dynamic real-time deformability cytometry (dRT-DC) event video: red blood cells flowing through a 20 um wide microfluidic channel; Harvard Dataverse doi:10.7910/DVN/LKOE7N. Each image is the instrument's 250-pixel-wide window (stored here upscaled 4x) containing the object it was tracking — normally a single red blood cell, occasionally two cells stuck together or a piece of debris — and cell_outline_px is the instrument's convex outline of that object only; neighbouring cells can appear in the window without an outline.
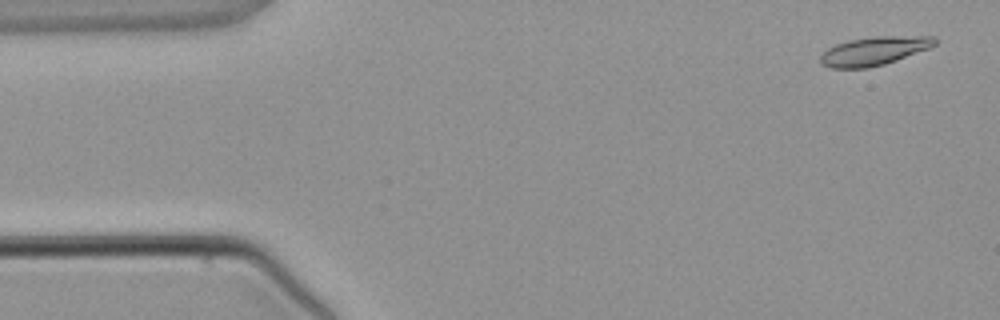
{"species": "common noctule bat (a hibernating species)", "species_latin": "Nyctalus noctula", "temperature_condition": "warm", "stored_images_in_passage": 3, "segment_of_instrument_passage": [2, 2], "camera_frame_rate_fps": 3000, "um_per_image_px": 0.085, "animal": {"sex": "male", "body_mass_g": 21.5, "forearm_length_mm": 52.0}, "frame": {"image": 1, "passage_image": 3, "time_ms": 3.0, "image_size_px": [1000, 320], "cell_outline_px": [[936, 44], [928, 48], [896, 60], [884, 64], [868, 68], [828, 68], [820, 64], [820, 56], [828, 48], [836, 44], [848, 40], [876, 36], [936, 36]], "centroid_in_image_um": [74.26, 4.33], "position_along_channel_um": 10.7, "area_um2": 19.02}}